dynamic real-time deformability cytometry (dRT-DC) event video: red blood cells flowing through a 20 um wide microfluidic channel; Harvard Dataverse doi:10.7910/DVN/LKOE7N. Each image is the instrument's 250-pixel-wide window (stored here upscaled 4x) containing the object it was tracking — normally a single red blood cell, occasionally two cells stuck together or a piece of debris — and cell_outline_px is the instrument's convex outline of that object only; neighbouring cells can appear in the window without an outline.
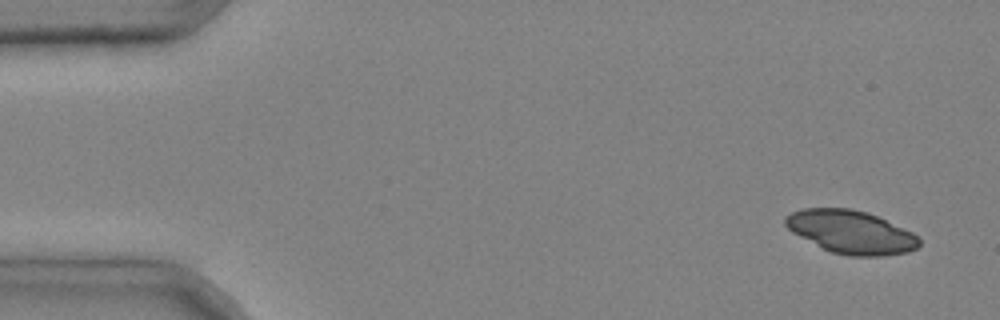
{"species": "common noctule bat (a hibernating species)", "species_latin": "Nyctalus noctula", "temperature_condition": "cold", "stored_images_in_passage": 4, "camera_frame_rate_fps": 3000, "um_per_image_px": 0.085, "animal": {"sex": "male", "body_mass_g": 20.4}, "frame": {"image": 1, "passage_image": 1, "time_ms": 0.0, "image_size_px": [1000, 320], "cell_outline_px": [[920, 244], [916, 248], [908, 252], [884, 256], [848, 256], [832, 252], [792, 232], [784, 224], [784, 216], [800, 208], [848, 208], [868, 212], [912, 232], [920, 240]], "centroid_in_image_um": [72.32, 19.71], "position_along_channel_um": 12.7, "area_um2": 33.47}}